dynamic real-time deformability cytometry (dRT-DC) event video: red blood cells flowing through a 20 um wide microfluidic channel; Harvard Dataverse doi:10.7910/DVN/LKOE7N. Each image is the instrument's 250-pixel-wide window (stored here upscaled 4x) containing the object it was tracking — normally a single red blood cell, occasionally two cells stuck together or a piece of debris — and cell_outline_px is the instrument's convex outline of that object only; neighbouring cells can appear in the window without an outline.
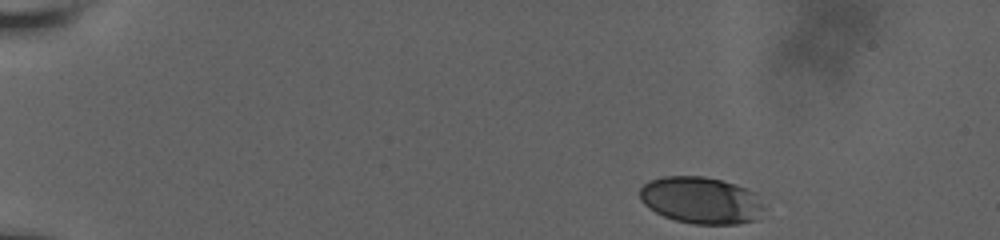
{"species": "human", "species_latin": "Homo sapiens", "temperature_condition": "room temperature", "stored_images_in_passage": 43, "camera_frame_rate_fps": 3000, "um_per_image_px": 0.085, "donor": {"sex": "male"}, "frame": {"image": 1, "passage_image": 1, "time_ms": 0.0, "image_size_px": [1000, 240], "cell_outline_px": [[768, 208], [756, 220], [736, 224], [692, 224], [676, 220], [664, 216], [648, 208], [640, 200], [640, 188], [648, 180], [660, 176], [704, 176], [720, 180], [756, 192]], "centroid_in_image_um": [59.62, 17.03], "position_along_channel_um": 25.4, "area_um2": 34.39}}
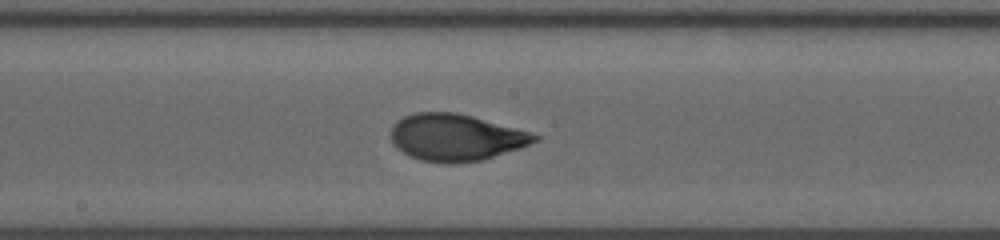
{"frame": {"image": 2, "passage_image": 25, "time_ms": 8.0, "image_size_px": [1000, 240], "cell_outline_px": [[540, 140], [520, 148], [484, 160], [452, 164], [444, 164], [420, 160], [396, 148], [392, 140], [392, 124], [396, 120], [404, 116], [416, 112], [456, 112], [472, 116], [532, 132], [540, 136]], "centroid_in_image_um": [38.77, 11.68], "position_along_channel_um": 209.4, "area_um2": 39.48}}
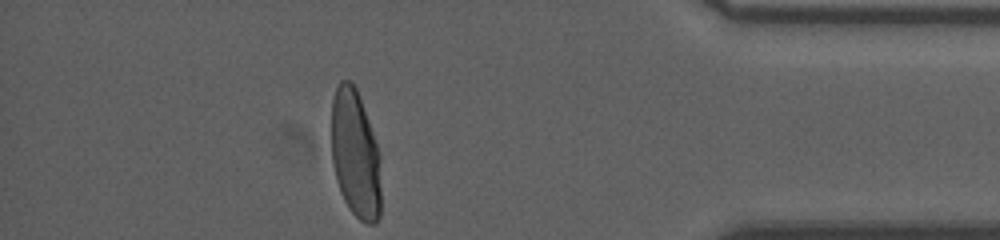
{"frame": {"image": 3, "passage_image": 43, "time_ms": 14.0, "image_size_px": [1000, 240], "cell_outline_px": [[380, 216], [376, 224], [368, 224], [360, 220], [352, 212], [344, 200], [340, 192], [336, 180], [332, 164], [332, 100], [336, 88], [340, 80], [348, 80], [356, 88], [380, 152]], "centroid_in_image_um": [30.21, 13.14], "position_along_channel_um": 405.0, "area_um2": 37.11}, "authors_computed_cell_mechanics": {"area_um2": 37.859, "velocity_mm_per_s": 3.8005, "shape_relaxation_time_tau1_ms": 3.2407, "shape_relaxation_time_tau2_ms": null, "deformation_change_tau1": 0.1803, "deformation_change_tau2": null}}